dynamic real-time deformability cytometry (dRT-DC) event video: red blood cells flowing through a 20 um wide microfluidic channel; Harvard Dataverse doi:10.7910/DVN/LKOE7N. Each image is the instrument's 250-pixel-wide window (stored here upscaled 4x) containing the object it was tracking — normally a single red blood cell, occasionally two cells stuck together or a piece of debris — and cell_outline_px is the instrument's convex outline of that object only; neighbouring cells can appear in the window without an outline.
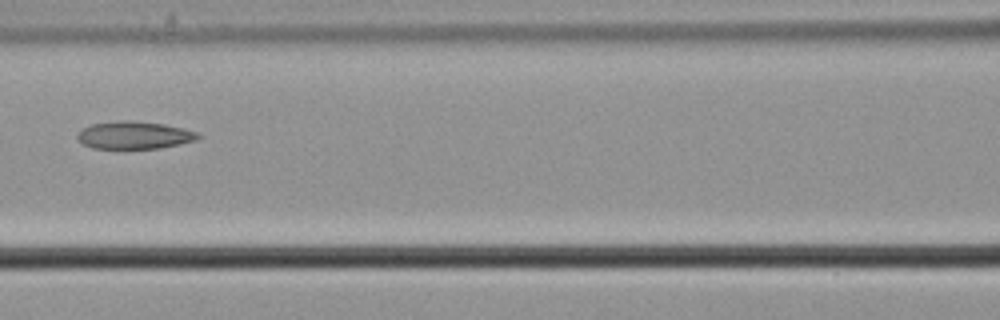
{"species": "common noctule bat (a hibernating species)", "species_latin": "Nyctalus noctula", "temperature_condition": "cold", "stored_images_in_passage": 8, "camera_frame_rate_fps": 3000, "um_per_image_px": 0.085, "animal": {"sex": "male", "body_mass_g": 21.5, "forearm_length_mm": 52.0}, "frame": {"image": 1, "passage_image": 7, "time_ms": 2.0, "image_size_px": [1000, 320], "cell_outline_px": [[200, 136], [196, 140], [180, 144], [160, 148], [92, 148], [84, 144], [76, 136], [84, 128], [92, 124], [116, 120], [132, 120], [164, 124], [184, 128], [200, 132]], "centroid_in_image_um": [11.46, 11.48], "position_along_channel_um": 155.1, "area_um2": 19.36}}
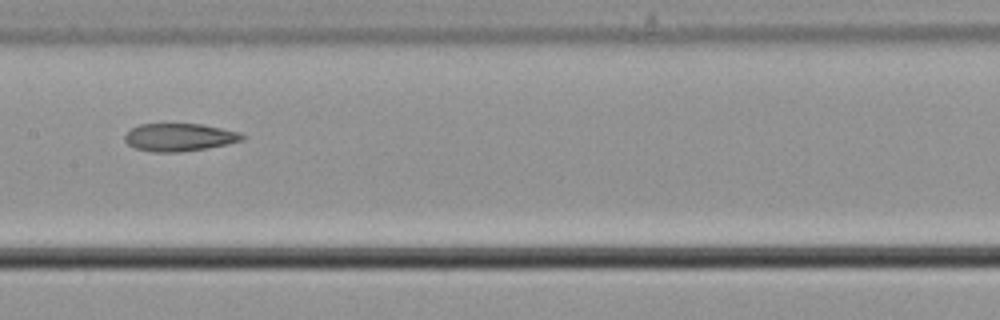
{"frame": {"image": 2, "passage_image": 8, "time_ms": 2.333, "image_size_px": [1000, 320], "cell_outline_px": [[248, 136], [244, 140], [228, 144], [208, 148], [180, 152], [152, 152], [136, 148], [128, 144], [124, 140], [124, 136], [132, 128], [140, 124], [204, 124], [240, 132]], "centroid_in_image_um": [15.3, 11.67], "position_along_channel_um": 192.1, "area_um2": 19.19}}